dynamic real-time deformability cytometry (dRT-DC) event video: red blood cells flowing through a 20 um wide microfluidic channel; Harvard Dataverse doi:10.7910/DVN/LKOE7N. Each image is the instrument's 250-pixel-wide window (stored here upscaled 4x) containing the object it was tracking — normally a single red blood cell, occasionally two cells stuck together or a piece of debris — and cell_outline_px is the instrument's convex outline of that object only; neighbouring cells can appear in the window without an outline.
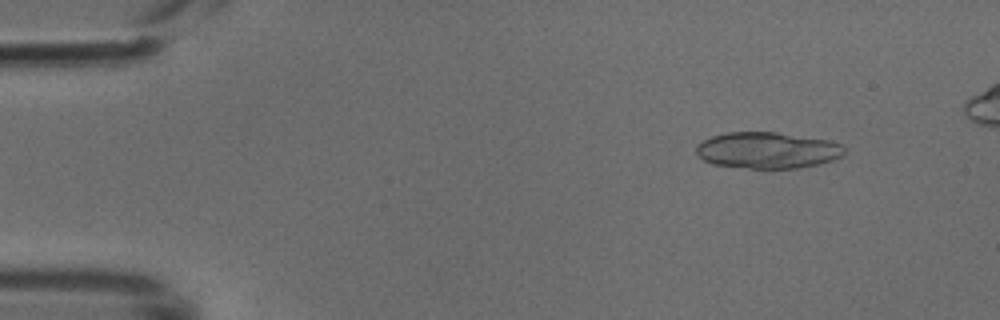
{"species": "common noctule bat (a hibernating species)", "species_latin": "Nyctalus noctula", "temperature_condition": "cold", "stored_images_in_passage": 43, "camera_frame_rate_fps": 3000, "um_per_image_px": 0.085, "animal": {"sex": "male", "body_mass_g": 18.8}, "frame": {"image": 1, "passage_image": 1, "time_ms": 0.0, "image_size_px": [1000, 320], "cell_outline_px": [[844, 152], [840, 156], [832, 160], [820, 164], [796, 168], [748, 168], [712, 164], [696, 156], [696, 144], [712, 136], [728, 132], [776, 132], [832, 140], [840, 144], [844, 148]], "centroid_in_image_um": [65.21, 12.77], "position_along_channel_um": 19.8, "area_um2": 31.44}}